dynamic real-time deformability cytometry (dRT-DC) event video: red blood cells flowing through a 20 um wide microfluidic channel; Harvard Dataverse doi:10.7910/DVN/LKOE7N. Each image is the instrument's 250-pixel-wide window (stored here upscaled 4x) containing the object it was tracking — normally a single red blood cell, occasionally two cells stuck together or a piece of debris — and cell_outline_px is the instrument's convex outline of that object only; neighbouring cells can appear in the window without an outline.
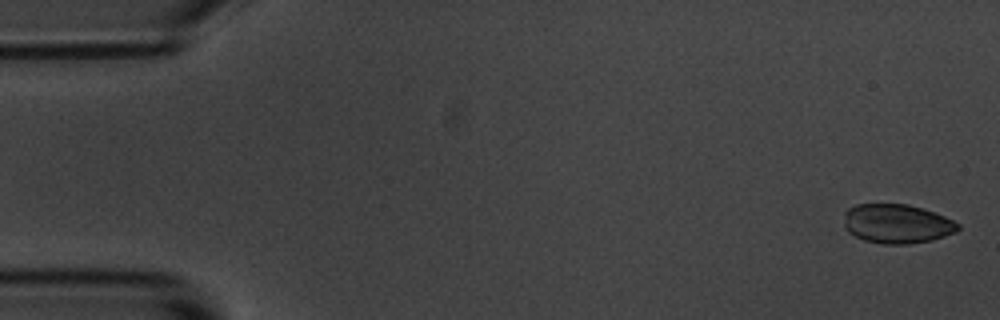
{"species": "common noctule bat (a hibernating species)", "species_latin": "Nyctalus noctula", "temperature_condition": "room temperature", "stored_images_in_passage": 5, "camera_frame_rate_fps": 3000, "um_per_image_px": 0.085, "animal": {"sex": "male", "body_mass_g": 20.1, "forearm_length_mm": 53.5}, "frame": {"image": 1, "passage_image": 1, "time_ms": 0.0, "image_size_px": [1000, 320], "cell_outline_px": [[960, 228], [956, 232], [932, 240], [908, 244], [884, 244], [864, 240], [848, 232], [844, 228], [844, 212], [848, 208], [856, 204], [908, 204], [924, 208], [944, 216], [960, 224]], "centroid_in_image_um": [76.23, 19.01], "position_along_channel_um": 8.8, "area_um2": 26.24}}
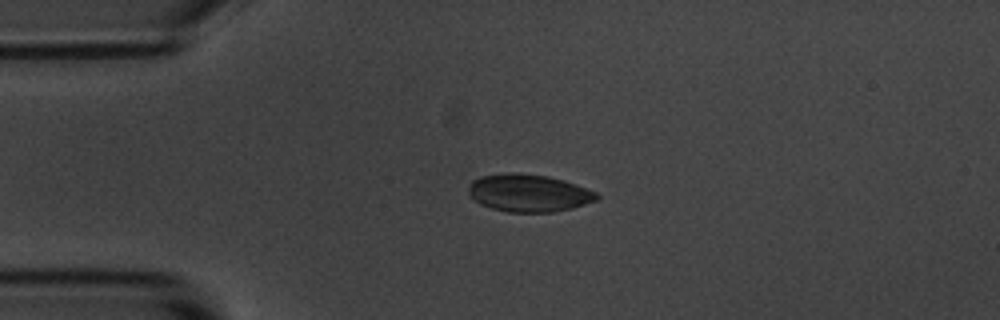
{"frame": {"image": 2, "passage_image": 4, "time_ms": 3.667, "image_size_px": [1000, 320], "cell_outline_px": [[600, 200], [572, 208], [552, 212], [508, 212], [492, 208], [480, 204], [472, 200], [468, 196], [468, 184], [472, 180], [480, 176], [548, 176], [564, 180], [576, 184], [596, 192], [600, 196]], "centroid_in_image_um": [44.97, 16.46], "position_along_channel_um": 40.0, "area_um2": 27.4}}